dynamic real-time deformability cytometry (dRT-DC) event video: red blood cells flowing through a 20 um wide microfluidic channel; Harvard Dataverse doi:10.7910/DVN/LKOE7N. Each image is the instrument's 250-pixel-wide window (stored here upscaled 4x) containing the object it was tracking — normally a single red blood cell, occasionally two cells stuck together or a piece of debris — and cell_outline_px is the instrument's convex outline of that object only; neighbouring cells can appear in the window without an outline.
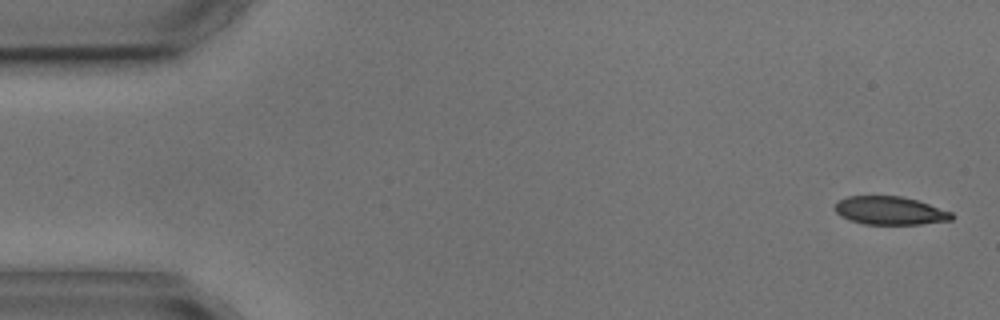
{"species": "common noctule bat (a hibernating species)", "species_latin": "Nyctalus noctula", "temperature_condition": "cold", "stored_images_in_passage": 5, "camera_frame_rate_fps": 3000, "um_per_image_px": 0.085, "animal": {"sex": "male", "body_mass_g": 17.9, "forearm_length_mm": 54.2}, "frame": {"image": 1, "passage_image": 1, "time_ms": 0.0, "image_size_px": [1000, 320], "cell_outline_px": [[956, 216], [952, 220], [920, 224], [864, 224], [848, 220], [840, 216], [836, 212], [836, 204], [840, 200], [848, 196], [900, 196], [916, 200], [952, 212]], "centroid_in_image_um": [75.66, 17.91], "position_along_channel_um": 9.3, "area_um2": 19.13}}
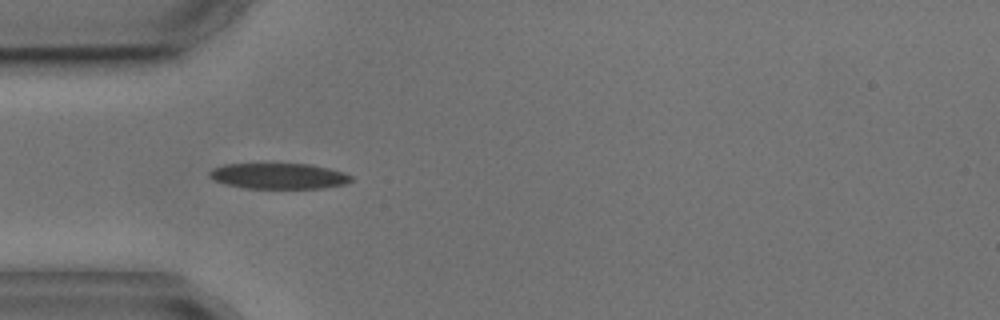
{"frame": {"image": 2, "passage_image": 4, "time_ms": 4.667, "image_size_px": [1000, 320], "cell_outline_px": [[352, 180], [344, 184], [320, 188], [244, 188], [228, 184], [216, 180], [208, 176], [208, 172], [212, 168], [224, 164], [272, 160], [312, 164], [344, 172], [352, 176]], "centroid_in_image_um": [23.64, 14.89], "position_along_channel_um": 61.4, "area_um2": 22.37}}